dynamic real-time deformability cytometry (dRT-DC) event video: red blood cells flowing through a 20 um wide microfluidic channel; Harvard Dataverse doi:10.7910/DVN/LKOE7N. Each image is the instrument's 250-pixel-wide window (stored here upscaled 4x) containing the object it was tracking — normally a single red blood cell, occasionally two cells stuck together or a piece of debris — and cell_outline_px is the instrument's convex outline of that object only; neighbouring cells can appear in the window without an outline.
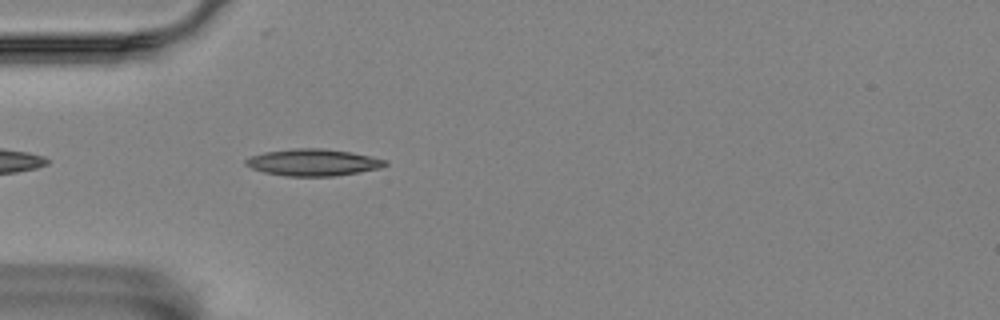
{"species": "Egyptian fruit bat (a non-hibernating species)", "species_latin": "Rousettus aegyptiacus", "temperature_condition": "room temperature", "stored_images_in_passage": 1, "camera_frame_rate_fps": 3000, "um_per_image_px": 0.085, "animal": {"sex": "female"}, "frame": {"image": 1, "passage_image": 1, "time_ms": 0.0, "image_size_px": [1000, 320], "cell_outline_px": [[388, 164], [380, 168], [332, 176], [284, 176], [264, 172], [252, 168], [244, 164], [244, 160], [252, 156], [264, 152], [292, 148], [320, 148], [352, 152], [388, 160]], "centroid_in_image_um": [26.6, 13.8], "position_along_channel_um": 58.4, "area_um2": 21.73}}